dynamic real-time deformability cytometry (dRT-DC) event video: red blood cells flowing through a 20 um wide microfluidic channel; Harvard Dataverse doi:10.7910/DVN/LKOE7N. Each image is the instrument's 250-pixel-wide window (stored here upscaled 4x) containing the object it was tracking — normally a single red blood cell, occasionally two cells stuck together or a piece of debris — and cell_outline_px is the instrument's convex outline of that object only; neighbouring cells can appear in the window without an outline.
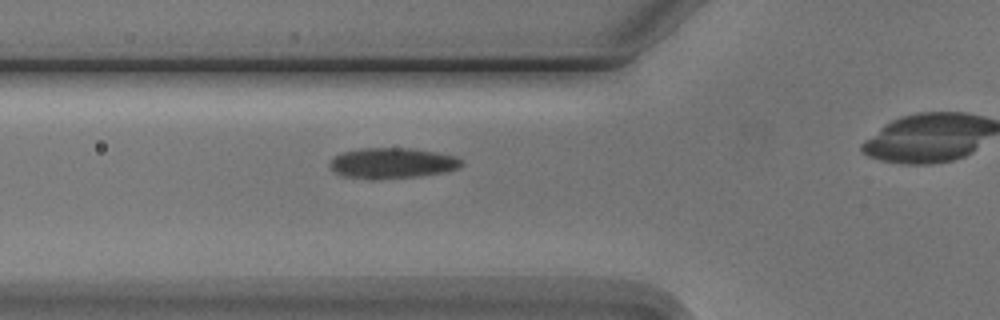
{"species": "Egyptian fruit bat (a non-hibernating species)", "species_latin": "Rousettus aegyptiacus", "temperature_condition": "cold", "stored_images_in_passage": 4, "camera_frame_rate_fps": 3000, "um_per_image_px": 0.085, "animal": {"sex": "male"}, "frame": {"image": 1, "passage_image": 4, "time_ms": 3.667, "image_size_px": [1000, 320], "cell_outline_px": [[464, 164], [460, 168], [444, 172], [420, 176], [376, 180], [368, 180], [344, 176], [336, 172], [328, 164], [336, 156], [344, 152], [360, 148], [412, 148], [436, 152], [456, 156]], "centroid_in_image_um": [33.36, 13.88], "position_along_channel_um": 92.4, "area_um2": 23.64}}